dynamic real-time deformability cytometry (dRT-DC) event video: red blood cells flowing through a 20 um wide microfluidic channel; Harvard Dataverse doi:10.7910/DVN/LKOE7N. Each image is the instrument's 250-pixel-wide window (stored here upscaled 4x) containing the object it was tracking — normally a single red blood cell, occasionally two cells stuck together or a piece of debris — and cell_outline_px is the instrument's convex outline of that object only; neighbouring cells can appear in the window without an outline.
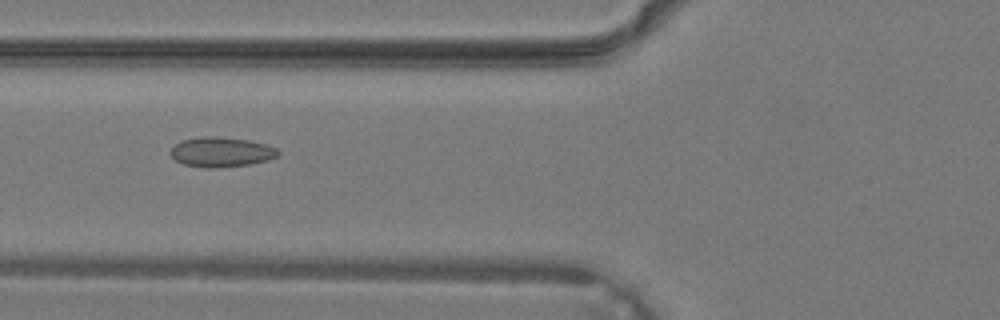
{"species": "common noctule bat (a hibernating species)", "species_latin": "Nyctalus noctula", "temperature_condition": "warm", "stored_images_in_passage": 28, "camera_frame_rate_fps": 3000, "um_per_image_px": 0.085, "animal": {"sex": "male", "body_mass_g": 19.2, "forearm_length_mm": 51.8}, "frame": {"image": 1, "passage_image": 5, "time_ms": 1.333, "image_size_px": [1000, 320], "cell_outline_px": [[280, 156], [268, 160], [248, 164], [216, 168], [204, 168], [184, 164], [176, 160], [172, 156], [172, 148], [176, 144], [184, 140], [200, 136], [216, 136], [248, 140], [264, 144], [276, 148], [280, 152]], "centroid_in_image_um": [18.84, 12.92], "position_along_channel_um": 107.0, "area_um2": 18.55}}
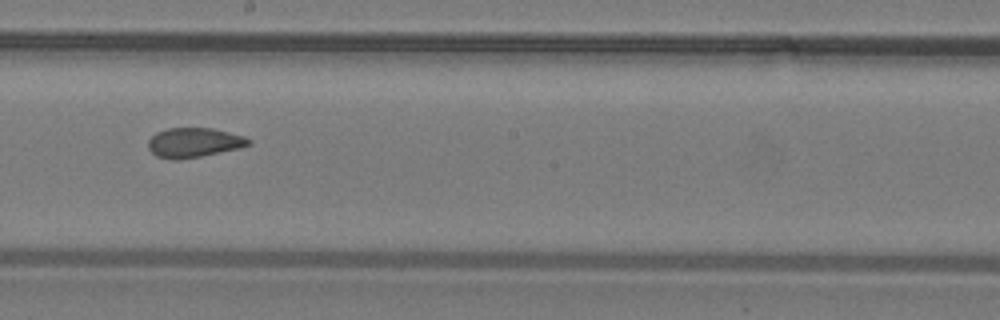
{"frame": {"image": 2, "passage_image": 12, "time_ms": 3.667, "image_size_px": [1000, 320], "cell_outline_px": [[252, 144], [240, 148], [200, 156], [176, 160], [172, 160], [156, 156], [148, 148], [148, 140], [156, 132], [168, 128], [212, 128], [244, 136], [252, 140]], "centroid_in_image_um": [16.48, 12.12], "position_along_channel_um": 231.7, "area_um2": 17.34}}
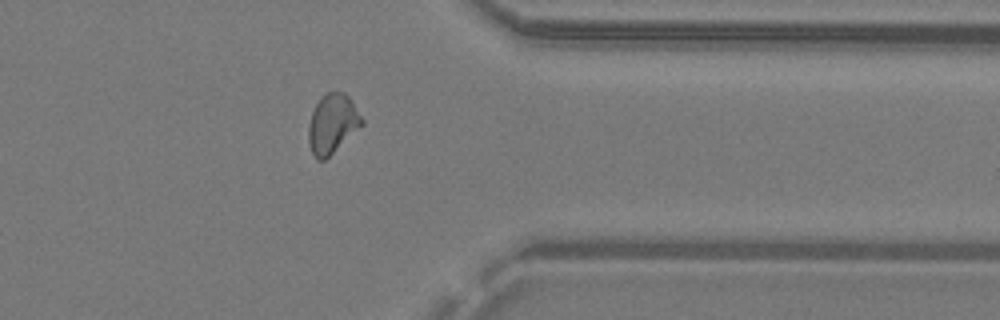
{"frame": {"image": 3, "passage_image": 21, "time_ms": 6.667, "image_size_px": [1000, 320], "cell_outline_px": [[364, 124], [324, 160], [316, 160], [312, 152], [308, 140], [308, 128], [312, 112], [320, 96], [328, 92], [344, 92], [348, 96], [364, 120]], "centroid_in_image_um": [28.25, 10.51], "position_along_channel_um": 383.2, "area_um2": 18.26}}